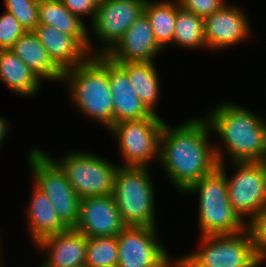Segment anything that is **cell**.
Instances as JSON below:
<instances>
[{"instance_id":"cell-1","label":"cell","mask_w":266,"mask_h":267,"mask_svg":"<svg viewBox=\"0 0 266 267\" xmlns=\"http://www.w3.org/2000/svg\"><path fill=\"white\" fill-rule=\"evenodd\" d=\"M211 127L204 117H193L170 127L165 122L159 149V163L176 190L182 194L218 167Z\"/></svg>"},{"instance_id":"cell-2","label":"cell","mask_w":266,"mask_h":267,"mask_svg":"<svg viewBox=\"0 0 266 267\" xmlns=\"http://www.w3.org/2000/svg\"><path fill=\"white\" fill-rule=\"evenodd\" d=\"M249 110L222 101L204 117L223 141L224 147L215 145L218 163H224L227 155L231 162L266 161V119Z\"/></svg>"},{"instance_id":"cell-3","label":"cell","mask_w":266,"mask_h":267,"mask_svg":"<svg viewBox=\"0 0 266 267\" xmlns=\"http://www.w3.org/2000/svg\"><path fill=\"white\" fill-rule=\"evenodd\" d=\"M73 108L101 124L106 131L113 125V102L109 82V57L91 55L83 64L63 73Z\"/></svg>"},{"instance_id":"cell-4","label":"cell","mask_w":266,"mask_h":267,"mask_svg":"<svg viewBox=\"0 0 266 267\" xmlns=\"http://www.w3.org/2000/svg\"><path fill=\"white\" fill-rule=\"evenodd\" d=\"M184 193L198 195L200 236L235 234L246 230V222L229 201L226 173L219 167L193 183Z\"/></svg>"},{"instance_id":"cell-5","label":"cell","mask_w":266,"mask_h":267,"mask_svg":"<svg viewBox=\"0 0 266 267\" xmlns=\"http://www.w3.org/2000/svg\"><path fill=\"white\" fill-rule=\"evenodd\" d=\"M150 167L119 166L112 196L126 226H156V203Z\"/></svg>"},{"instance_id":"cell-6","label":"cell","mask_w":266,"mask_h":267,"mask_svg":"<svg viewBox=\"0 0 266 267\" xmlns=\"http://www.w3.org/2000/svg\"><path fill=\"white\" fill-rule=\"evenodd\" d=\"M195 252L177 258V267H260L248 232L200 236Z\"/></svg>"},{"instance_id":"cell-7","label":"cell","mask_w":266,"mask_h":267,"mask_svg":"<svg viewBox=\"0 0 266 267\" xmlns=\"http://www.w3.org/2000/svg\"><path fill=\"white\" fill-rule=\"evenodd\" d=\"M32 183L52 202L60 220L74 228L79 217L81 198L75 193L61 168L39 148L31 147L27 153Z\"/></svg>"},{"instance_id":"cell-8","label":"cell","mask_w":266,"mask_h":267,"mask_svg":"<svg viewBox=\"0 0 266 267\" xmlns=\"http://www.w3.org/2000/svg\"><path fill=\"white\" fill-rule=\"evenodd\" d=\"M45 153L65 173L68 182L80 198L112 195L115 174L120 164L87 151H70L58 160Z\"/></svg>"},{"instance_id":"cell-9","label":"cell","mask_w":266,"mask_h":267,"mask_svg":"<svg viewBox=\"0 0 266 267\" xmlns=\"http://www.w3.org/2000/svg\"><path fill=\"white\" fill-rule=\"evenodd\" d=\"M165 125L158 114L141 120L114 123L108 130L116 138L123 167H149L159 161L160 136Z\"/></svg>"},{"instance_id":"cell-10","label":"cell","mask_w":266,"mask_h":267,"mask_svg":"<svg viewBox=\"0 0 266 267\" xmlns=\"http://www.w3.org/2000/svg\"><path fill=\"white\" fill-rule=\"evenodd\" d=\"M147 0H99L93 21L88 30L91 55H106L124 36L130 26L144 14ZM101 42L100 49L94 48L91 35Z\"/></svg>"},{"instance_id":"cell-11","label":"cell","mask_w":266,"mask_h":267,"mask_svg":"<svg viewBox=\"0 0 266 267\" xmlns=\"http://www.w3.org/2000/svg\"><path fill=\"white\" fill-rule=\"evenodd\" d=\"M229 163L236 168H232L235 170L232 176L226 172V162L218 167L226 173L232 207L247 222L266 206V161Z\"/></svg>"},{"instance_id":"cell-12","label":"cell","mask_w":266,"mask_h":267,"mask_svg":"<svg viewBox=\"0 0 266 267\" xmlns=\"http://www.w3.org/2000/svg\"><path fill=\"white\" fill-rule=\"evenodd\" d=\"M157 227L126 226L118 240L117 267H177L159 240Z\"/></svg>"},{"instance_id":"cell-13","label":"cell","mask_w":266,"mask_h":267,"mask_svg":"<svg viewBox=\"0 0 266 267\" xmlns=\"http://www.w3.org/2000/svg\"><path fill=\"white\" fill-rule=\"evenodd\" d=\"M229 3L228 1L220 10L203 18L208 50H224L229 46L239 45V42L247 40L252 34L246 11Z\"/></svg>"},{"instance_id":"cell-14","label":"cell","mask_w":266,"mask_h":267,"mask_svg":"<svg viewBox=\"0 0 266 267\" xmlns=\"http://www.w3.org/2000/svg\"><path fill=\"white\" fill-rule=\"evenodd\" d=\"M125 227L112 195L81 198L78 221L73 229L89 238L117 236Z\"/></svg>"},{"instance_id":"cell-15","label":"cell","mask_w":266,"mask_h":267,"mask_svg":"<svg viewBox=\"0 0 266 267\" xmlns=\"http://www.w3.org/2000/svg\"><path fill=\"white\" fill-rule=\"evenodd\" d=\"M162 51L147 16L142 14L106 56L114 62H151Z\"/></svg>"},{"instance_id":"cell-16","label":"cell","mask_w":266,"mask_h":267,"mask_svg":"<svg viewBox=\"0 0 266 267\" xmlns=\"http://www.w3.org/2000/svg\"><path fill=\"white\" fill-rule=\"evenodd\" d=\"M36 247L45 253L42 267L85 265L87 237L73 228L41 239Z\"/></svg>"},{"instance_id":"cell-17","label":"cell","mask_w":266,"mask_h":267,"mask_svg":"<svg viewBox=\"0 0 266 267\" xmlns=\"http://www.w3.org/2000/svg\"><path fill=\"white\" fill-rule=\"evenodd\" d=\"M109 82L113 102V124L141 120L154 115L139 99L127 72L110 58Z\"/></svg>"},{"instance_id":"cell-18","label":"cell","mask_w":266,"mask_h":267,"mask_svg":"<svg viewBox=\"0 0 266 267\" xmlns=\"http://www.w3.org/2000/svg\"><path fill=\"white\" fill-rule=\"evenodd\" d=\"M33 33L63 72L83 64L91 56L74 36L65 34L53 26L38 24Z\"/></svg>"},{"instance_id":"cell-19","label":"cell","mask_w":266,"mask_h":267,"mask_svg":"<svg viewBox=\"0 0 266 267\" xmlns=\"http://www.w3.org/2000/svg\"><path fill=\"white\" fill-rule=\"evenodd\" d=\"M31 200L25 211L30 238L34 246L43 238L64 232L69 228L60 220L52 202L34 184Z\"/></svg>"},{"instance_id":"cell-20","label":"cell","mask_w":266,"mask_h":267,"mask_svg":"<svg viewBox=\"0 0 266 267\" xmlns=\"http://www.w3.org/2000/svg\"><path fill=\"white\" fill-rule=\"evenodd\" d=\"M10 50L41 80L62 82L64 72L52 61L33 31H27L22 35Z\"/></svg>"},{"instance_id":"cell-21","label":"cell","mask_w":266,"mask_h":267,"mask_svg":"<svg viewBox=\"0 0 266 267\" xmlns=\"http://www.w3.org/2000/svg\"><path fill=\"white\" fill-rule=\"evenodd\" d=\"M0 81L17 95L32 97L41 85V79L10 49L0 50Z\"/></svg>"},{"instance_id":"cell-22","label":"cell","mask_w":266,"mask_h":267,"mask_svg":"<svg viewBox=\"0 0 266 267\" xmlns=\"http://www.w3.org/2000/svg\"><path fill=\"white\" fill-rule=\"evenodd\" d=\"M39 24L49 25L61 32L74 36L88 51V27L78 16L71 14L61 0L38 3Z\"/></svg>"},{"instance_id":"cell-23","label":"cell","mask_w":266,"mask_h":267,"mask_svg":"<svg viewBox=\"0 0 266 267\" xmlns=\"http://www.w3.org/2000/svg\"><path fill=\"white\" fill-rule=\"evenodd\" d=\"M128 74L131 84L139 99L153 113H156L160 96L159 72L151 62H116Z\"/></svg>"},{"instance_id":"cell-24","label":"cell","mask_w":266,"mask_h":267,"mask_svg":"<svg viewBox=\"0 0 266 267\" xmlns=\"http://www.w3.org/2000/svg\"><path fill=\"white\" fill-rule=\"evenodd\" d=\"M170 1V2H169ZM178 0H147L144 14L147 16L158 45L164 50L173 45Z\"/></svg>"},{"instance_id":"cell-25","label":"cell","mask_w":266,"mask_h":267,"mask_svg":"<svg viewBox=\"0 0 266 267\" xmlns=\"http://www.w3.org/2000/svg\"><path fill=\"white\" fill-rule=\"evenodd\" d=\"M173 44L185 49L207 48L204 36L203 17L185 10L181 6L177 11Z\"/></svg>"},{"instance_id":"cell-26","label":"cell","mask_w":266,"mask_h":267,"mask_svg":"<svg viewBox=\"0 0 266 267\" xmlns=\"http://www.w3.org/2000/svg\"><path fill=\"white\" fill-rule=\"evenodd\" d=\"M87 267H117L118 240L116 236L87 238Z\"/></svg>"},{"instance_id":"cell-27","label":"cell","mask_w":266,"mask_h":267,"mask_svg":"<svg viewBox=\"0 0 266 267\" xmlns=\"http://www.w3.org/2000/svg\"><path fill=\"white\" fill-rule=\"evenodd\" d=\"M38 1L4 0L5 10L10 12L26 31H33L39 24Z\"/></svg>"},{"instance_id":"cell-28","label":"cell","mask_w":266,"mask_h":267,"mask_svg":"<svg viewBox=\"0 0 266 267\" xmlns=\"http://www.w3.org/2000/svg\"><path fill=\"white\" fill-rule=\"evenodd\" d=\"M257 256L266 263V206L246 222Z\"/></svg>"},{"instance_id":"cell-29","label":"cell","mask_w":266,"mask_h":267,"mask_svg":"<svg viewBox=\"0 0 266 267\" xmlns=\"http://www.w3.org/2000/svg\"><path fill=\"white\" fill-rule=\"evenodd\" d=\"M26 29L8 11L0 14V50L11 49Z\"/></svg>"},{"instance_id":"cell-30","label":"cell","mask_w":266,"mask_h":267,"mask_svg":"<svg viewBox=\"0 0 266 267\" xmlns=\"http://www.w3.org/2000/svg\"><path fill=\"white\" fill-rule=\"evenodd\" d=\"M178 2L185 10L203 18L212 15L228 3L227 0H178Z\"/></svg>"},{"instance_id":"cell-31","label":"cell","mask_w":266,"mask_h":267,"mask_svg":"<svg viewBox=\"0 0 266 267\" xmlns=\"http://www.w3.org/2000/svg\"><path fill=\"white\" fill-rule=\"evenodd\" d=\"M66 9L73 15L78 16L82 21L85 15L90 16V23L93 21L99 0H61Z\"/></svg>"},{"instance_id":"cell-32","label":"cell","mask_w":266,"mask_h":267,"mask_svg":"<svg viewBox=\"0 0 266 267\" xmlns=\"http://www.w3.org/2000/svg\"><path fill=\"white\" fill-rule=\"evenodd\" d=\"M1 245V244H0ZM1 247V246H0ZM1 253H2V250L0 249V267L2 266L1 264H2V256H1ZM3 267V266H2Z\"/></svg>"}]
</instances>
